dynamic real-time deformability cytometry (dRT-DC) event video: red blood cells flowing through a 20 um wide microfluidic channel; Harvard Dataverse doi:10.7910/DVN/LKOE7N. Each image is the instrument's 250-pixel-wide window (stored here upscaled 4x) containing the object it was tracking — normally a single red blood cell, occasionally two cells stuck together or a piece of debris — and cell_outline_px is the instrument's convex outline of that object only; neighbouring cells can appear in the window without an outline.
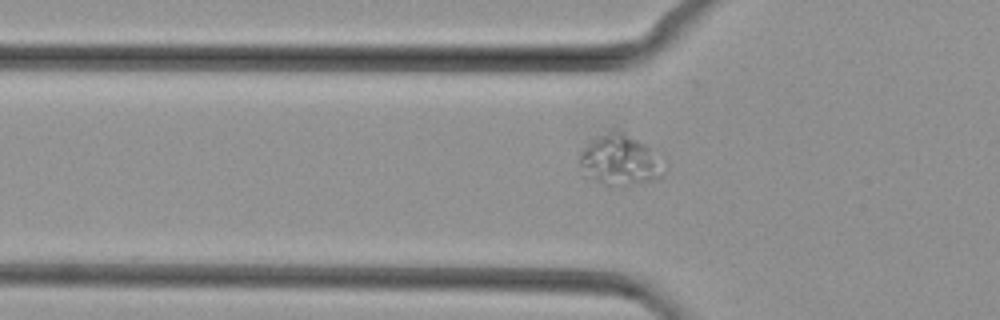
{"species": "common noctule bat (a hibernating species)", "species_latin": "Nyctalus noctula", "temperature_condition": "cold", "stored_images_in_passage": 34, "segment_of_instrument_passage": [1, 2], "camera_frame_rate_fps": 3000, "um_per_image_px": 0.085, "animal": {"sex": "female", "body_mass_g": 29.2, "forearm_length_mm": 56.3}, "frame": {"image": 1, "passage_image": 3, "time_ms": 0.667, "image_size_px": [1000, 320], "cell_outline_px": [[664, 176], [652, 180], [632, 184], [608, 188], [584, 176], [580, 164], [580, 148], [608, 128], [612, 128], [644, 144], [648, 148]], "centroid_in_image_um": [52.51, 13.63], "position_along_channel_um": 73.3, "area_um2": 24.45}}
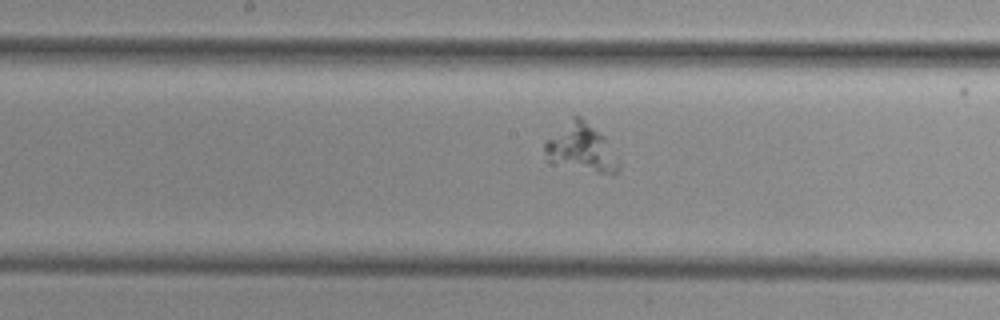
{"frame": {"image": 2, "passage_image": 12, "time_ms": 3.667, "image_size_px": [1000, 320], "cell_outline_px": [[620, 164], [616, 172], [612, 176], [544, 160], [544, 144], [572, 112], [580, 116], [604, 136]], "centroid_in_image_um": [49.37, 12.53], "position_along_channel_um": 198.8, "area_um2": 20.75}}
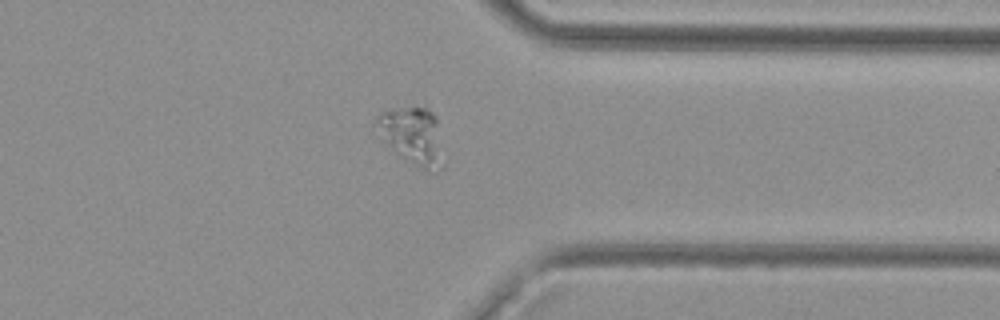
{"frame": {"image": 3, "passage_image": 25, "time_ms": 8.0, "image_size_px": [1000, 320], "cell_outline_px": [[444, 168], [420, 168], [400, 156], [384, 140], [372, 124], [380, 112], [392, 108], [428, 108], [436, 116]], "centroid_in_image_um": [35.02, 11.5], "position_along_channel_um": 376.4, "area_um2": 21.96}}